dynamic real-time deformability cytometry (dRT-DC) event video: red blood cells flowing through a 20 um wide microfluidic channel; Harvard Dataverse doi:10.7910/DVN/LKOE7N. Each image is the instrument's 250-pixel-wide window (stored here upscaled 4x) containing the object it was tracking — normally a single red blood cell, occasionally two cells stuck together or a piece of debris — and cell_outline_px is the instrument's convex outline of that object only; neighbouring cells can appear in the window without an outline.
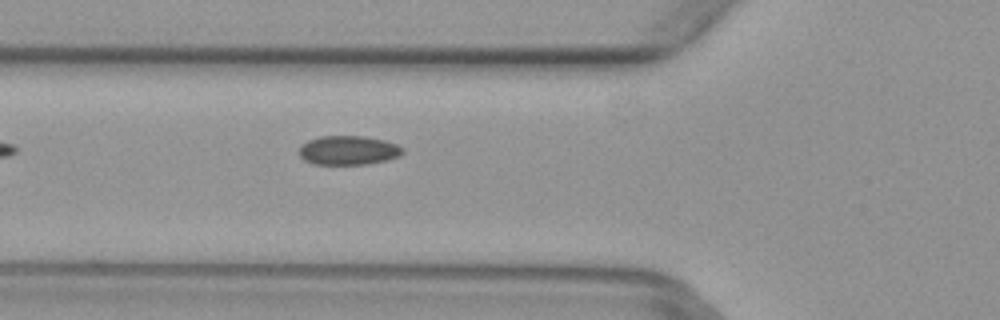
{"species": "common noctule bat (a hibernating species)", "species_latin": "Nyctalus noctula", "temperature_condition": "warm", "stored_images_in_passage": 5, "camera_frame_rate_fps": 3000, "um_per_image_px": 0.085, "animal": {"sex": "female", "body_mass_g": 29.2, "forearm_length_mm": 56.3}, "frame": {"image": 1, "passage_image": 5, "time_ms": 1.333, "image_size_px": [1000, 320], "cell_outline_px": [[404, 152], [400, 156], [388, 160], [368, 164], [312, 164], [304, 160], [300, 156], [300, 144], [308, 140], [320, 136], [364, 136], [384, 140], [396, 144], [404, 148]], "centroid_in_image_um": [29.62, 12.77], "position_along_channel_um": 96.2, "area_um2": 17.74}}